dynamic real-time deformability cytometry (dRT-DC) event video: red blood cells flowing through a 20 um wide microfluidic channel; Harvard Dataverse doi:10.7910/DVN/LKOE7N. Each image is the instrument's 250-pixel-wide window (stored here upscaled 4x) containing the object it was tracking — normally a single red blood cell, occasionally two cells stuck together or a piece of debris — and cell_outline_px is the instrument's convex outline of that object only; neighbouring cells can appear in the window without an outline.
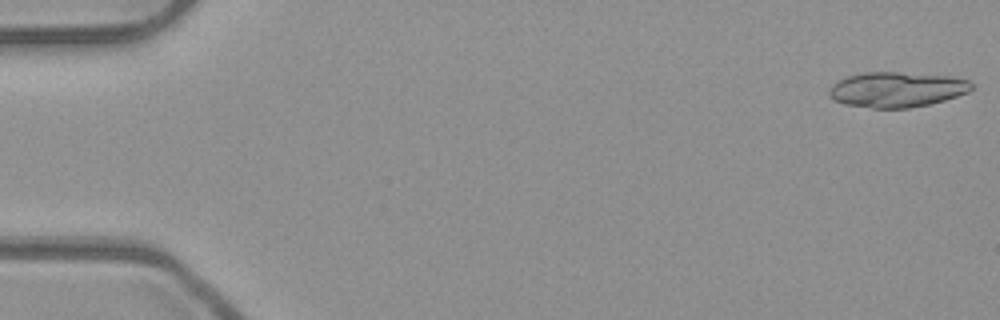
{"species": "common noctule bat (a hibernating species)", "species_latin": "Nyctalus noctula", "temperature_condition": "room temperature", "stored_images_in_passage": 18, "camera_frame_rate_fps": 3000, "um_per_image_px": 0.085, "animal": {"sex": "male", "body_mass_g": 23.1, "forearm_length_mm": 52.7}, "frame": {"image": 1, "passage_image": 1, "time_ms": 0.0, "image_size_px": [1000, 320], "cell_outline_px": [[972, 88], [968, 92], [944, 100], [928, 104], [908, 108], [872, 108], [844, 104], [832, 100], [828, 96], [828, 88], [832, 84], [848, 76], [864, 72], [896, 72], [948, 76], [968, 80], [972, 84]], "centroid_in_image_um": [76.17, 7.61], "position_along_channel_um": 8.8, "area_um2": 29.19}}